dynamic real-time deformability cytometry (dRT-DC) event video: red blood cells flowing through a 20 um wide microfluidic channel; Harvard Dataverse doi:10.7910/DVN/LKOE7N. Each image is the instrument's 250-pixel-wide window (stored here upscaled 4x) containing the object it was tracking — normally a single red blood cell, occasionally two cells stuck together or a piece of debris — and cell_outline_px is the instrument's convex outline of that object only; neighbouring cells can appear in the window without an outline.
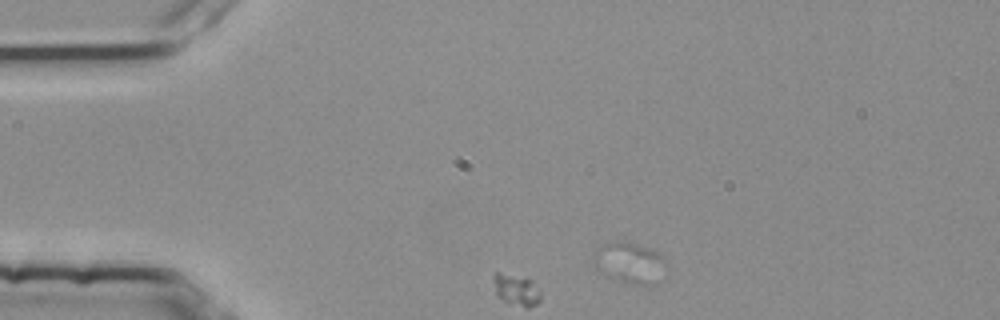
{"species": "common noctule bat (a hibernating species)", "species_latin": "Nyctalus noctula", "temperature_condition": "room temperature", "stored_images_in_passage": 5, "camera_frame_rate_fps": 3000, "um_per_image_px": 0.085, "animal": {"sex": "female", "body_mass_g": 25.1}, "frame": {"image": 1, "passage_image": 1, "time_ms": 0.0, "image_size_px": [1000, 320], "cell_outline_px": [[668, 268], [644, 284], [632, 284], [616, 280], [596, 268], [596, 248], [600, 244], [640, 244], [664, 256], [668, 260]], "centroid_in_image_um": [53.55, 22.32], "position_along_channel_um": 31.5, "area_um2": 16.24}}